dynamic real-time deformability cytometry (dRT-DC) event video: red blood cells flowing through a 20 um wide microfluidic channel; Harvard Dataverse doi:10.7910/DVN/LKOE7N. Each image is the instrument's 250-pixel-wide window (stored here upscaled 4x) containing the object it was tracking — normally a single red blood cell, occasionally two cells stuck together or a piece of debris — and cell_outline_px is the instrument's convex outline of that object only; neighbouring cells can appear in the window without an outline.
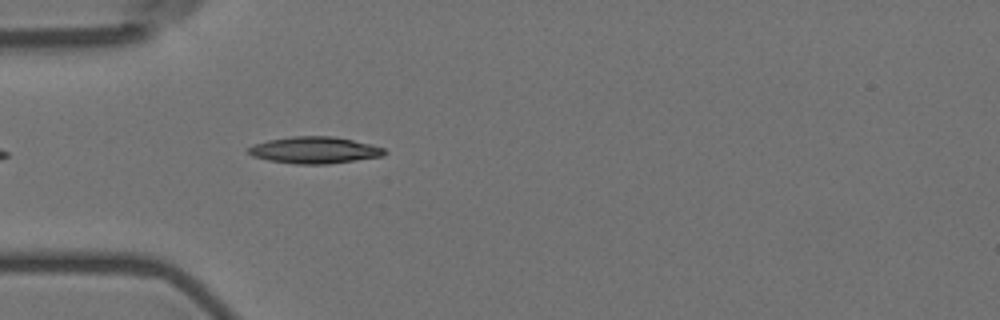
{"species": "Egyptian fruit bat (a non-hibernating species)", "species_latin": "Rousettus aegyptiacus", "temperature_condition": "room temperature", "stored_images_in_passage": 5, "camera_frame_rate_fps": 3000, "um_per_image_px": 0.085, "animal": {"sex": "female"}, "frame": {"image": 1, "passage_image": 5, "time_ms": 5.333, "image_size_px": [1000, 320], "cell_outline_px": [[388, 152], [384, 156], [328, 164], [296, 164], [268, 160], [252, 156], [248, 152], [248, 148], [252, 144], [268, 140], [292, 136], [332, 136], [372, 144], [384, 148]], "centroid_in_image_um": [26.75, 12.76], "position_along_channel_um": 58.3, "area_um2": 21.27}}